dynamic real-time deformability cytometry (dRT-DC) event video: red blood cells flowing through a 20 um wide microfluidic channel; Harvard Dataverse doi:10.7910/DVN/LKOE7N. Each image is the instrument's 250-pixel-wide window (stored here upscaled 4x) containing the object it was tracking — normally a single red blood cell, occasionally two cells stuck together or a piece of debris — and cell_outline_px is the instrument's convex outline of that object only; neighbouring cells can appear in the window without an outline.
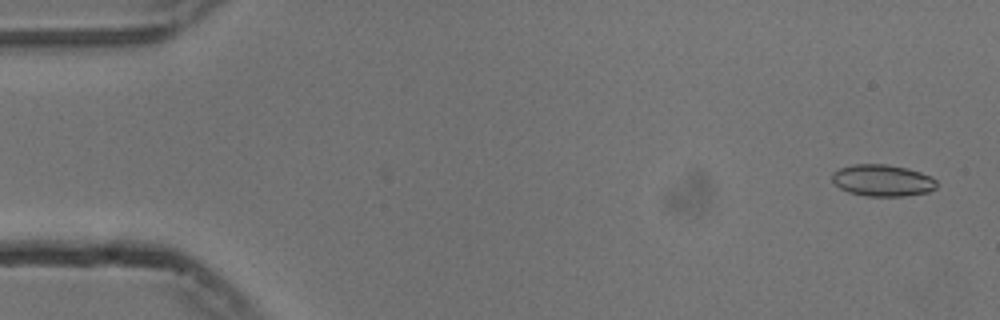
{"species": "common noctule bat (a hibernating species)", "species_latin": "Nyctalus noctula", "temperature_condition": "cold", "stored_images_in_passage": 50, "camera_frame_rate_fps": 3000, "um_per_image_px": 0.085, "animal": {"sex": "male", "body_mass_g": 13.3}, "frame": {"image": 1, "passage_image": 3, "time_ms": 0.667, "image_size_px": [1000, 320], "cell_outline_px": [[936, 188], [928, 192], [904, 196], [864, 196], [848, 192], [840, 188], [832, 180], [832, 172], [840, 168], [852, 164], [884, 164], [908, 168], [932, 176], [936, 180]], "centroid_in_image_um": [75.01, 15.33], "position_along_channel_um": 10.0, "area_um2": 19.42}}
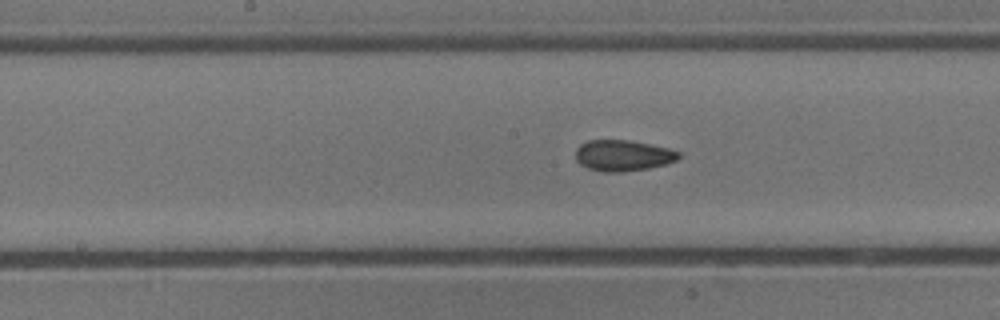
{"frame": {"image": 2, "passage_image": 28, "time_ms": 9.0, "image_size_px": [1000, 320], "cell_outline_px": [[680, 156], [676, 160], [664, 164], [648, 168], [620, 172], [604, 172], [588, 168], [580, 164], [576, 160], [576, 148], [580, 144], [588, 140], [628, 140], [668, 148], [680, 152]], "centroid_in_image_um": [52.92, 13.21], "position_along_channel_um": 195.3, "area_um2": 18.5}}
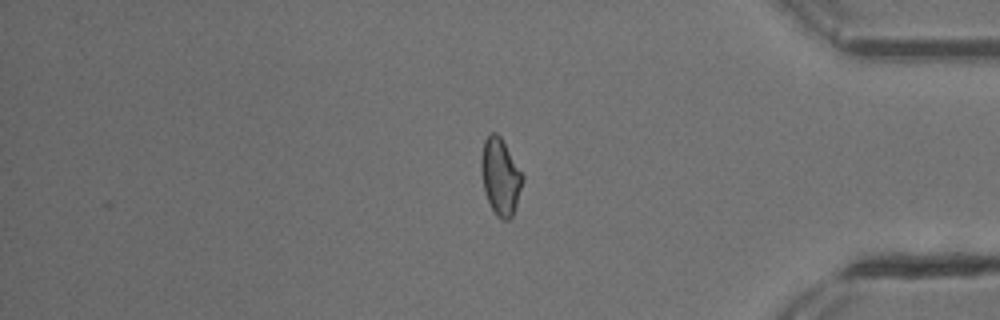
{"frame": {"image": 3, "passage_image": 46, "time_ms": 15.0, "image_size_px": [1000, 320], "cell_outline_px": [[524, 180], [512, 216], [508, 220], [500, 220], [496, 216], [488, 200], [484, 188], [480, 172], [480, 156], [484, 140], [492, 132], [496, 132], [500, 136], [524, 176]], "centroid_in_image_um": [42.52, 15.01], "position_along_channel_um": 392.7, "area_um2": 18.44}, "authors_computed_cell_mechanics": {"area_um2": 18.496, "velocity_mm_per_s": 3.7667, "shape_relaxation_time_tau1_ms": 11.1188, "shape_relaxation_time_tau2_ms": 2.0199, "deformation_change_tau1": 0.1651, "deformation_change_tau2": 0.0719}}